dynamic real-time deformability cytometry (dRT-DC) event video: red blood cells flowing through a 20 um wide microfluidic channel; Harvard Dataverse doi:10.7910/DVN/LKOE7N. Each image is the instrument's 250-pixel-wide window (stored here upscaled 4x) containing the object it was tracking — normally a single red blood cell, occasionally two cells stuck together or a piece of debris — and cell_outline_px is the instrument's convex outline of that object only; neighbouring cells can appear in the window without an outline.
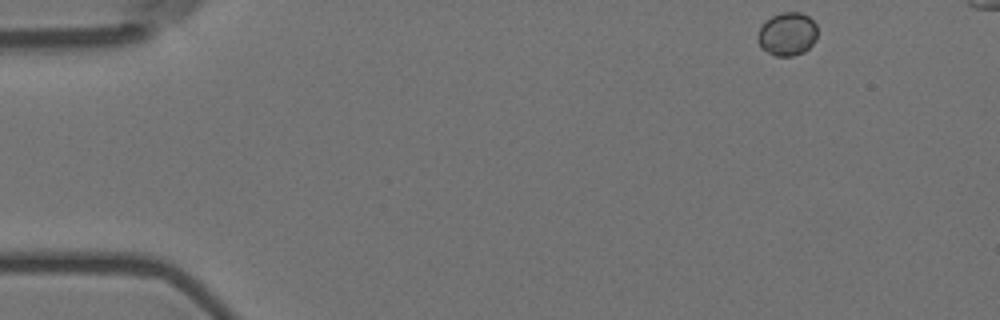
{"species": "Egyptian fruit bat (a non-hibernating species)", "species_latin": "Rousettus aegyptiacus", "temperature_condition": "room temperature", "stored_images_in_passage": 49, "camera_frame_rate_fps": 3000, "um_per_image_px": 0.085, "animal": {"sex": "female"}, "frame": {"image": 1, "passage_image": 1, "time_ms": 0.0, "image_size_px": [1000, 320], "cell_outline_px": [[816, 40], [804, 52], [792, 56], [776, 56], [760, 48], [756, 40], [756, 36], [760, 28], [772, 16], [780, 12], [800, 12], [808, 16], [816, 24]], "centroid_in_image_um": [66.9, 2.9], "position_along_channel_um": 18.1, "area_um2": 15.09}}
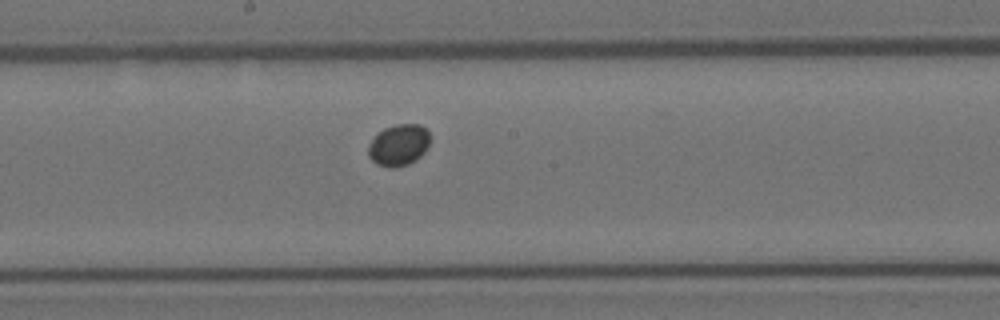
{"frame": {"image": 2, "passage_image": 26, "time_ms": 8.333, "image_size_px": [1000, 320], "cell_outline_px": [[428, 148], [416, 160], [408, 164], [396, 168], [388, 168], [376, 164], [368, 156], [368, 144], [384, 128], [396, 124], [420, 124], [428, 132]], "centroid_in_image_um": [33.87, 12.35], "position_along_channel_um": 214.3, "area_um2": 14.91}}
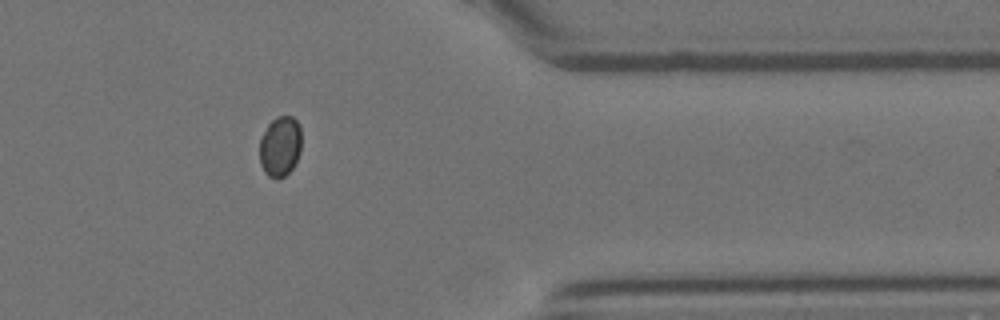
{"frame": {"image": 3, "passage_image": 42, "time_ms": 13.667, "image_size_px": [1000, 320], "cell_outline_px": [[300, 152], [292, 168], [284, 176], [276, 180], [268, 176], [264, 172], [260, 164], [260, 140], [268, 124], [276, 116], [292, 116], [300, 124]], "centroid_in_image_um": [23.8, 12.44], "position_along_channel_um": 387.6, "area_um2": 14.74}}